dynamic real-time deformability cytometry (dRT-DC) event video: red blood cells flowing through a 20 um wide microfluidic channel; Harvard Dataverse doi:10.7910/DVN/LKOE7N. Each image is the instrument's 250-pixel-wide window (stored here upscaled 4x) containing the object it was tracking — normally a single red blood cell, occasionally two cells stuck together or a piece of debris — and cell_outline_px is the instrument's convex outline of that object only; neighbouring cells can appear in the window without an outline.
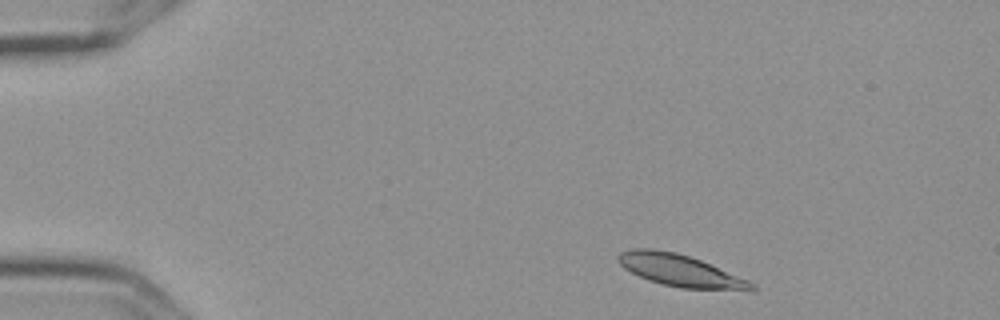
{"species": "Egyptian fruit bat (a non-hibernating species)", "species_latin": "Rousettus aegyptiacus", "temperature_condition": "cold", "stored_images_in_passage": 13, "camera_frame_rate_fps": 3000, "um_per_image_px": 0.085, "frame": {"image": 1, "passage_image": 1, "time_ms": 0.0, "image_size_px": [1000, 320], "cell_outline_px": [[756, 288], [752, 292], [680, 288], [660, 284], [648, 280], [624, 268], [616, 260], [616, 256], [620, 252], [632, 248], [652, 248], [676, 252], [700, 260], [748, 280], [756, 284]], "centroid_in_image_um": [57.85, 23.02], "position_along_channel_um": 27.1, "area_um2": 25.26}}
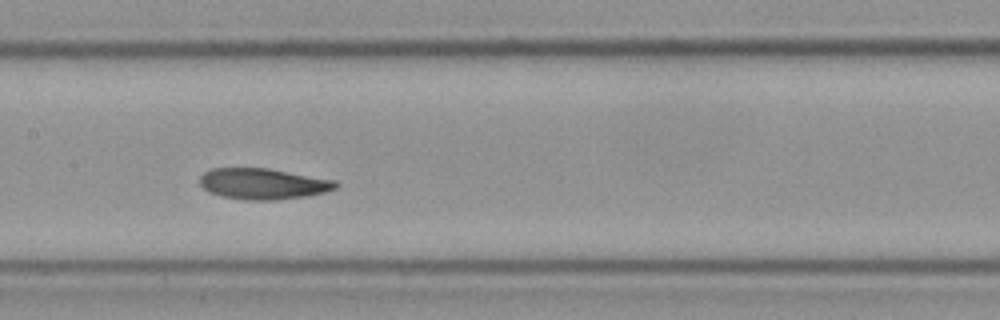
{"frame": {"image": 2, "passage_image": 6, "time_ms": 1.667, "image_size_px": [1000, 320], "cell_outline_px": [[340, 184], [336, 188], [324, 192], [308, 196], [276, 200], [244, 200], [220, 196], [208, 192], [200, 184], [200, 176], [204, 172], [212, 168], [268, 168], [336, 180]], "centroid_in_image_um": [22.36, 15.62], "position_along_channel_um": 185.0, "area_um2": 24.74}}
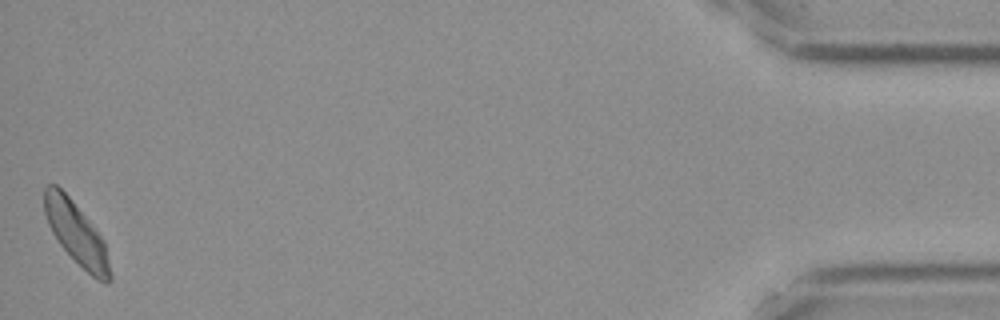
{"frame": {"image": 3, "passage_image": 13, "time_ms": 4.0, "image_size_px": [1000, 320], "cell_outline_px": [[112, 280], [108, 284], [104, 284], [96, 280], [60, 244], [52, 232], [48, 224], [44, 212], [44, 188], [48, 184], [56, 184], [68, 196], [88, 220], [104, 240], [112, 276]], "centroid_in_image_um": [6.5, 19.86], "position_along_channel_um": 428.7, "area_um2": 23.41}}